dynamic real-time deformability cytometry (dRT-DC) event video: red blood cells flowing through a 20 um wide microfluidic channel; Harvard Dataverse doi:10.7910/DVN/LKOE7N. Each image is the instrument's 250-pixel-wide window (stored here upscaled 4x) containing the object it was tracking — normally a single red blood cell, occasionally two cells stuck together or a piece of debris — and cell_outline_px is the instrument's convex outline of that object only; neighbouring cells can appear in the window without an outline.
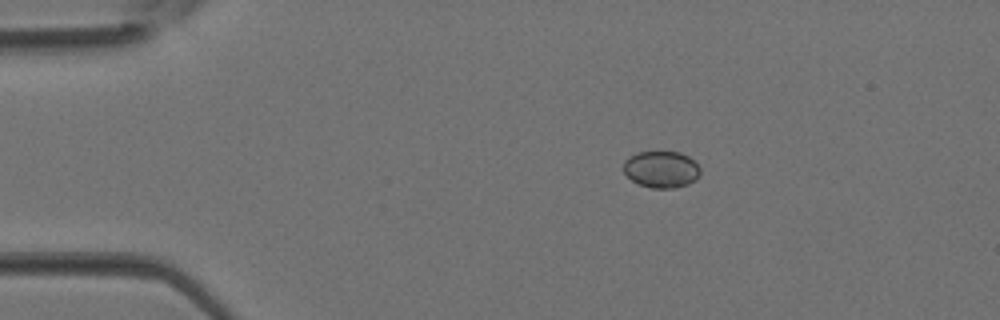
{"species": "Egyptian fruit bat (a non-hibernating species)", "species_latin": "Rousettus aegyptiacus", "temperature_condition": "room temperature", "stored_images_in_passage": 2, "camera_frame_rate_fps": 3000, "um_per_image_px": 0.085, "animal": {"sex": "female"}, "frame": {"image": 1, "passage_image": 1, "time_ms": 0.0, "image_size_px": [1000, 320], "cell_outline_px": [[700, 172], [696, 180], [688, 184], [676, 188], [652, 188], [640, 184], [632, 180], [624, 172], [624, 160], [628, 156], [636, 152], [680, 152], [688, 156], [700, 168]], "centroid_in_image_um": [56.21, 14.39], "position_along_channel_um": 28.8, "area_um2": 16.42}}